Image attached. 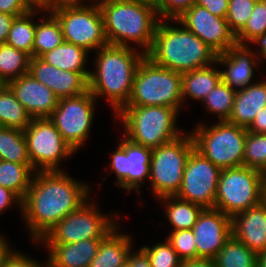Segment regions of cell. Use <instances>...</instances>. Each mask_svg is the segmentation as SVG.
<instances>
[{
	"label": "cell",
	"instance_id": "obj_1",
	"mask_svg": "<svg viewBox=\"0 0 266 267\" xmlns=\"http://www.w3.org/2000/svg\"><path fill=\"white\" fill-rule=\"evenodd\" d=\"M87 184L77 181L65 170L34 173L22 200L21 217L35 245L59 221L91 198V186Z\"/></svg>",
	"mask_w": 266,
	"mask_h": 267
},
{
	"label": "cell",
	"instance_id": "obj_2",
	"mask_svg": "<svg viewBox=\"0 0 266 267\" xmlns=\"http://www.w3.org/2000/svg\"><path fill=\"white\" fill-rule=\"evenodd\" d=\"M133 47L107 44L99 48L95 71H90L89 91L96 99L106 97L115 115L128 103L134 75L145 56Z\"/></svg>",
	"mask_w": 266,
	"mask_h": 267
},
{
	"label": "cell",
	"instance_id": "obj_3",
	"mask_svg": "<svg viewBox=\"0 0 266 267\" xmlns=\"http://www.w3.org/2000/svg\"><path fill=\"white\" fill-rule=\"evenodd\" d=\"M145 56L159 66L182 74L212 65L217 54L177 19H160Z\"/></svg>",
	"mask_w": 266,
	"mask_h": 267
},
{
	"label": "cell",
	"instance_id": "obj_4",
	"mask_svg": "<svg viewBox=\"0 0 266 267\" xmlns=\"http://www.w3.org/2000/svg\"><path fill=\"white\" fill-rule=\"evenodd\" d=\"M99 8L108 44L131 48L134 43L144 54L150 50L160 21L154 6L133 0H113Z\"/></svg>",
	"mask_w": 266,
	"mask_h": 267
},
{
	"label": "cell",
	"instance_id": "obj_5",
	"mask_svg": "<svg viewBox=\"0 0 266 267\" xmlns=\"http://www.w3.org/2000/svg\"><path fill=\"white\" fill-rule=\"evenodd\" d=\"M179 114L167 106H124L114 118L119 119L127 139L154 149L184 134L176 125Z\"/></svg>",
	"mask_w": 266,
	"mask_h": 267
},
{
	"label": "cell",
	"instance_id": "obj_6",
	"mask_svg": "<svg viewBox=\"0 0 266 267\" xmlns=\"http://www.w3.org/2000/svg\"><path fill=\"white\" fill-rule=\"evenodd\" d=\"M155 105L182 111V77L181 73L159 66L144 56L137 67L132 93L125 106Z\"/></svg>",
	"mask_w": 266,
	"mask_h": 267
},
{
	"label": "cell",
	"instance_id": "obj_7",
	"mask_svg": "<svg viewBox=\"0 0 266 267\" xmlns=\"http://www.w3.org/2000/svg\"><path fill=\"white\" fill-rule=\"evenodd\" d=\"M195 149L220 169L243 166L247 129L228 121L199 122L190 131Z\"/></svg>",
	"mask_w": 266,
	"mask_h": 267
},
{
	"label": "cell",
	"instance_id": "obj_8",
	"mask_svg": "<svg viewBox=\"0 0 266 267\" xmlns=\"http://www.w3.org/2000/svg\"><path fill=\"white\" fill-rule=\"evenodd\" d=\"M97 205L90 198L78 210L59 221L38 244H67L87 239H103L120 223V216L117 213H101Z\"/></svg>",
	"mask_w": 266,
	"mask_h": 267
},
{
	"label": "cell",
	"instance_id": "obj_9",
	"mask_svg": "<svg viewBox=\"0 0 266 267\" xmlns=\"http://www.w3.org/2000/svg\"><path fill=\"white\" fill-rule=\"evenodd\" d=\"M194 148L191 133L184 132L179 138L152 149L149 183L154 198L177 193L186 162Z\"/></svg>",
	"mask_w": 266,
	"mask_h": 267
},
{
	"label": "cell",
	"instance_id": "obj_10",
	"mask_svg": "<svg viewBox=\"0 0 266 267\" xmlns=\"http://www.w3.org/2000/svg\"><path fill=\"white\" fill-rule=\"evenodd\" d=\"M261 171L246 166L221 169L214 209L231 218L262 201Z\"/></svg>",
	"mask_w": 266,
	"mask_h": 267
},
{
	"label": "cell",
	"instance_id": "obj_11",
	"mask_svg": "<svg viewBox=\"0 0 266 267\" xmlns=\"http://www.w3.org/2000/svg\"><path fill=\"white\" fill-rule=\"evenodd\" d=\"M23 132L28 157L35 171L63 170L60 163L76 153L49 118L31 119Z\"/></svg>",
	"mask_w": 266,
	"mask_h": 267
},
{
	"label": "cell",
	"instance_id": "obj_12",
	"mask_svg": "<svg viewBox=\"0 0 266 267\" xmlns=\"http://www.w3.org/2000/svg\"><path fill=\"white\" fill-rule=\"evenodd\" d=\"M96 101L89 90L77 96L60 98L49 117L75 152L80 150L91 133Z\"/></svg>",
	"mask_w": 266,
	"mask_h": 267
},
{
	"label": "cell",
	"instance_id": "obj_13",
	"mask_svg": "<svg viewBox=\"0 0 266 267\" xmlns=\"http://www.w3.org/2000/svg\"><path fill=\"white\" fill-rule=\"evenodd\" d=\"M52 14L61 25L64 42L81 47L89 53L108 44L99 6L62 8Z\"/></svg>",
	"mask_w": 266,
	"mask_h": 267
},
{
	"label": "cell",
	"instance_id": "obj_14",
	"mask_svg": "<svg viewBox=\"0 0 266 267\" xmlns=\"http://www.w3.org/2000/svg\"><path fill=\"white\" fill-rule=\"evenodd\" d=\"M221 169L195 148L186 162L181 186L176 197L213 209Z\"/></svg>",
	"mask_w": 266,
	"mask_h": 267
},
{
	"label": "cell",
	"instance_id": "obj_15",
	"mask_svg": "<svg viewBox=\"0 0 266 267\" xmlns=\"http://www.w3.org/2000/svg\"><path fill=\"white\" fill-rule=\"evenodd\" d=\"M119 142L116 150L109 155L110 172L116 173V185L130 193L133 190L140 196L143 182L149 181L152 149L133 143L124 135Z\"/></svg>",
	"mask_w": 266,
	"mask_h": 267
},
{
	"label": "cell",
	"instance_id": "obj_16",
	"mask_svg": "<svg viewBox=\"0 0 266 267\" xmlns=\"http://www.w3.org/2000/svg\"><path fill=\"white\" fill-rule=\"evenodd\" d=\"M177 20L198 36L217 55L237 43L226 18L211 14L205 7L193 4Z\"/></svg>",
	"mask_w": 266,
	"mask_h": 267
},
{
	"label": "cell",
	"instance_id": "obj_17",
	"mask_svg": "<svg viewBox=\"0 0 266 267\" xmlns=\"http://www.w3.org/2000/svg\"><path fill=\"white\" fill-rule=\"evenodd\" d=\"M192 231L197 258L215 259L226 241L232 236L231 217L217 209H204Z\"/></svg>",
	"mask_w": 266,
	"mask_h": 267
},
{
	"label": "cell",
	"instance_id": "obj_18",
	"mask_svg": "<svg viewBox=\"0 0 266 267\" xmlns=\"http://www.w3.org/2000/svg\"><path fill=\"white\" fill-rule=\"evenodd\" d=\"M216 62L219 67L226 68H221V80L237 91L253 84L255 69L259 67L261 60L248 44L236 43L228 51L218 54Z\"/></svg>",
	"mask_w": 266,
	"mask_h": 267
},
{
	"label": "cell",
	"instance_id": "obj_19",
	"mask_svg": "<svg viewBox=\"0 0 266 267\" xmlns=\"http://www.w3.org/2000/svg\"><path fill=\"white\" fill-rule=\"evenodd\" d=\"M32 119L49 118L58 105L59 98L30 73L6 84Z\"/></svg>",
	"mask_w": 266,
	"mask_h": 267
},
{
	"label": "cell",
	"instance_id": "obj_20",
	"mask_svg": "<svg viewBox=\"0 0 266 267\" xmlns=\"http://www.w3.org/2000/svg\"><path fill=\"white\" fill-rule=\"evenodd\" d=\"M29 73L50 88L59 99L89 90V80L82 73L58 69L41 57H31Z\"/></svg>",
	"mask_w": 266,
	"mask_h": 267
},
{
	"label": "cell",
	"instance_id": "obj_21",
	"mask_svg": "<svg viewBox=\"0 0 266 267\" xmlns=\"http://www.w3.org/2000/svg\"><path fill=\"white\" fill-rule=\"evenodd\" d=\"M232 235L259 254L266 250V204L261 201L231 218Z\"/></svg>",
	"mask_w": 266,
	"mask_h": 267
},
{
	"label": "cell",
	"instance_id": "obj_22",
	"mask_svg": "<svg viewBox=\"0 0 266 267\" xmlns=\"http://www.w3.org/2000/svg\"><path fill=\"white\" fill-rule=\"evenodd\" d=\"M102 239H87L67 244H43L53 267H89Z\"/></svg>",
	"mask_w": 266,
	"mask_h": 267
},
{
	"label": "cell",
	"instance_id": "obj_23",
	"mask_svg": "<svg viewBox=\"0 0 266 267\" xmlns=\"http://www.w3.org/2000/svg\"><path fill=\"white\" fill-rule=\"evenodd\" d=\"M266 107V80H260L236 91L228 122L248 128L257 113Z\"/></svg>",
	"mask_w": 266,
	"mask_h": 267
},
{
	"label": "cell",
	"instance_id": "obj_24",
	"mask_svg": "<svg viewBox=\"0 0 266 267\" xmlns=\"http://www.w3.org/2000/svg\"><path fill=\"white\" fill-rule=\"evenodd\" d=\"M120 224L111 230L102 240L96 256L89 267H121L127 262L129 252L133 249L130 234L120 233Z\"/></svg>",
	"mask_w": 266,
	"mask_h": 267
},
{
	"label": "cell",
	"instance_id": "obj_25",
	"mask_svg": "<svg viewBox=\"0 0 266 267\" xmlns=\"http://www.w3.org/2000/svg\"><path fill=\"white\" fill-rule=\"evenodd\" d=\"M215 65H217V68ZM218 66V63L214 62L207 67L181 74L183 104L187 98L202 102L207 97L221 80V70H219Z\"/></svg>",
	"mask_w": 266,
	"mask_h": 267
},
{
	"label": "cell",
	"instance_id": "obj_26",
	"mask_svg": "<svg viewBox=\"0 0 266 267\" xmlns=\"http://www.w3.org/2000/svg\"><path fill=\"white\" fill-rule=\"evenodd\" d=\"M89 52L74 44L63 42L53 50L43 54L41 58L54 67L82 73L88 80L91 69H87Z\"/></svg>",
	"mask_w": 266,
	"mask_h": 267
},
{
	"label": "cell",
	"instance_id": "obj_27",
	"mask_svg": "<svg viewBox=\"0 0 266 267\" xmlns=\"http://www.w3.org/2000/svg\"><path fill=\"white\" fill-rule=\"evenodd\" d=\"M158 200L164 205V214L172 226V231L192 229L204 210L200 205L180 199L175 195L160 197Z\"/></svg>",
	"mask_w": 266,
	"mask_h": 267
},
{
	"label": "cell",
	"instance_id": "obj_28",
	"mask_svg": "<svg viewBox=\"0 0 266 267\" xmlns=\"http://www.w3.org/2000/svg\"><path fill=\"white\" fill-rule=\"evenodd\" d=\"M36 171L31 163H13L0 160V186L24 199Z\"/></svg>",
	"mask_w": 266,
	"mask_h": 267
},
{
	"label": "cell",
	"instance_id": "obj_29",
	"mask_svg": "<svg viewBox=\"0 0 266 267\" xmlns=\"http://www.w3.org/2000/svg\"><path fill=\"white\" fill-rule=\"evenodd\" d=\"M49 16L38 18L33 40V57H41L46 52L53 50L64 42L62 28L57 18L49 13ZM45 18V19H44Z\"/></svg>",
	"mask_w": 266,
	"mask_h": 267
},
{
	"label": "cell",
	"instance_id": "obj_30",
	"mask_svg": "<svg viewBox=\"0 0 266 267\" xmlns=\"http://www.w3.org/2000/svg\"><path fill=\"white\" fill-rule=\"evenodd\" d=\"M24 106L6 84L0 85V126L24 131L31 121Z\"/></svg>",
	"mask_w": 266,
	"mask_h": 267
},
{
	"label": "cell",
	"instance_id": "obj_31",
	"mask_svg": "<svg viewBox=\"0 0 266 267\" xmlns=\"http://www.w3.org/2000/svg\"><path fill=\"white\" fill-rule=\"evenodd\" d=\"M31 56L15 47L0 44V84L19 78L29 73Z\"/></svg>",
	"mask_w": 266,
	"mask_h": 267
},
{
	"label": "cell",
	"instance_id": "obj_32",
	"mask_svg": "<svg viewBox=\"0 0 266 267\" xmlns=\"http://www.w3.org/2000/svg\"><path fill=\"white\" fill-rule=\"evenodd\" d=\"M37 13L39 12L28 11L24 15L15 17L5 42L31 57H33V40L36 31V20L33 18L37 17Z\"/></svg>",
	"mask_w": 266,
	"mask_h": 267
},
{
	"label": "cell",
	"instance_id": "obj_33",
	"mask_svg": "<svg viewBox=\"0 0 266 267\" xmlns=\"http://www.w3.org/2000/svg\"><path fill=\"white\" fill-rule=\"evenodd\" d=\"M214 260L216 267H257L258 254L232 235Z\"/></svg>",
	"mask_w": 266,
	"mask_h": 267
},
{
	"label": "cell",
	"instance_id": "obj_34",
	"mask_svg": "<svg viewBox=\"0 0 266 267\" xmlns=\"http://www.w3.org/2000/svg\"><path fill=\"white\" fill-rule=\"evenodd\" d=\"M0 160L13 163H31L22 130L0 126Z\"/></svg>",
	"mask_w": 266,
	"mask_h": 267
},
{
	"label": "cell",
	"instance_id": "obj_35",
	"mask_svg": "<svg viewBox=\"0 0 266 267\" xmlns=\"http://www.w3.org/2000/svg\"><path fill=\"white\" fill-rule=\"evenodd\" d=\"M235 94L236 90L220 80L201 104L211 115L218 116L219 121H227L233 110Z\"/></svg>",
	"mask_w": 266,
	"mask_h": 267
},
{
	"label": "cell",
	"instance_id": "obj_36",
	"mask_svg": "<svg viewBox=\"0 0 266 267\" xmlns=\"http://www.w3.org/2000/svg\"><path fill=\"white\" fill-rule=\"evenodd\" d=\"M243 166L262 173L266 170V134L247 131Z\"/></svg>",
	"mask_w": 266,
	"mask_h": 267
},
{
	"label": "cell",
	"instance_id": "obj_37",
	"mask_svg": "<svg viewBox=\"0 0 266 267\" xmlns=\"http://www.w3.org/2000/svg\"><path fill=\"white\" fill-rule=\"evenodd\" d=\"M266 33V5L262 0H257L252 14L244 29L236 36L239 44H250L258 36Z\"/></svg>",
	"mask_w": 266,
	"mask_h": 267
},
{
	"label": "cell",
	"instance_id": "obj_38",
	"mask_svg": "<svg viewBox=\"0 0 266 267\" xmlns=\"http://www.w3.org/2000/svg\"><path fill=\"white\" fill-rule=\"evenodd\" d=\"M141 249L149 258L151 267H180L182 260L167 241H160L152 247L143 246Z\"/></svg>",
	"mask_w": 266,
	"mask_h": 267
},
{
	"label": "cell",
	"instance_id": "obj_39",
	"mask_svg": "<svg viewBox=\"0 0 266 267\" xmlns=\"http://www.w3.org/2000/svg\"><path fill=\"white\" fill-rule=\"evenodd\" d=\"M257 0H229L226 21L237 36L246 26Z\"/></svg>",
	"mask_w": 266,
	"mask_h": 267
},
{
	"label": "cell",
	"instance_id": "obj_40",
	"mask_svg": "<svg viewBox=\"0 0 266 267\" xmlns=\"http://www.w3.org/2000/svg\"><path fill=\"white\" fill-rule=\"evenodd\" d=\"M166 237L182 261L197 258V248L192 229L171 231Z\"/></svg>",
	"mask_w": 266,
	"mask_h": 267
},
{
	"label": "cell",
	"instance_id": "obj_41",
	"mask_svg": "<svg viewBox=\"0 0 266 267\" xmlns=\"http://www.w3.org/2000/svg\"><path fill=\"white\" fill-rule=\"evenodd\" d=\"M194 3L195 0H159L155 9L160 19H177Z\"/></svg>",
	"mask_w": 266,
	"mask_h": 267
},
{
	"label": "cell",
	"instance_id": "obj_42",
	"mask_svg": "<svg viewBox=\"0 0 266 267\" xmlns=\"http://www.w3.org/2000/svg\"><path fill=\"white\" fill-rule=\"evenodd\" d=\"M42 263L15 248L5 257L1 267H38Z\"/></svg>",
	"mask_w": 266,
	"mask_h": 267
},
{
	"label": "cell",
	"instance_id": "obj_43",
	"mask_svg": "<svg viewBox=\"0 0 266 267\" xmlns=\"http://www.w3.org/2000/svg\"><path fill=\"white\" fill-rule=\"evenodd\" d=\"M194 4L205 7L211 14L218 17H227L229 0H195Z\"/></svg>",
	"mask_w": 266,
	"mask_h": 267
},
{
	"label": "cell",
	"instance_id": "obj_44",
	"mask_svg": "<svg viewBox=\"0 0 266 267\" xmlns=\"http://www.w3.org/2000/svg\"><path fill=\"white\" fill-rule=\"evenodd\" d=\"M16 204L22 213V200L11 190L0 186V214Z\"/></svg>",
	"mask_w": 266,
	"mask_h": 267
},
{
	"label": "cell",
	"instance_id": "obj_45",
	"mask_svg": "<svg viewBox=\"0 0 266 267\" xmlns=\"http://www.w3.org/2000/svg\"><path fill=\"white\" fill-rule=\"evenodd\" d=\"M0 12L18 17L26 14L28 10L23 0H0Z\"/></svg>",
	"mask_w": 266,
	"mask_h": 267
},
{
	"label": "cell",
	"instance_id": "obj_46",
	"mask_svg": "<svg viewBox=\"0 0 266 267\" xmlns=\"http://www.w3.org/2000/svg\"><path fill=\"white\" fill-rule=\"evenodd\" d=\"M23 3L28 11L53 13L55 11V0H23ZM47 11V12H45Z\"/></svg>",
	"mask_w": 266,
	"mask_h": 267
},
{
	"label": "cell",
	"instance_id": "obj_47",
	"mask_svg": "<svg viewBox=\"0 0 266 267\" xmlns=\"http://www.w3.org/2000/svg\"><path fill=\"white\" fill-rule=\"evenodd\" d=\"M121 267H151L150 261L146 253L140 248L136 252H129L127 262Z\"/></svg>",
	"mask_w": 266,
	"mask_h": 267
},
{
	"label": "cell",
	"instance_id": "obj_48",
	"mask_svg": "<svg viewBox=\"0 0 266 267\" xmlns=\"http://www.w3.org/2000/svg\"><path fill=\"white\" fill-rule=\"evenodd\" d=\"M247 131L266 134V107L262 108L255 116L251 125L247 128Z\"/></svg>",
	"mask_w": 266,
	"mask_h": 267
},
{
	"label": "cell",
	"instance_id": "obj_49",
	"mask_svg": "<svg viewBox=\"0 0 266 267\" xmlns=\"http://www.w3.org/2000/svg\"><path fill=\"white\" fill-rule=\"evenodd\" d=\"M15 16L0 12V44L5 43Z\"/></svg>",
	"mask_w": 266,
	"mask_h": 267
},
{
	"label": "cell",
	"instance_id": "obj_50",
	"mask_svg": "<svg viewBox=\"0 0 266 267\" xmlns=\"http://www.w3.org/2000/svg\"><path fill=\"white\" fill-rule=\"evenodd\" d=\"M180 267H216V264L214 259L194 258L182 261Z\"/></svg>",
	"mask_w": 266,
	"mask_h": 267
},
{
	"label": "cell",
	"instance_id": "obj_51",
	"mask_svg": "<svg viewBox=\"0 0 266 267\" xmlns=\"http://www.w3.org/2000/svg\"><path fill=\"white\" fill-rule=\"evenodd\" d=\"M251 44L254 45H258L259 48L256 50L254 49V52L256 53V55L258 56L259 60L262 58V62L263 59H266V33L263 35L258 36L256 39H254L249 46H251Z\"/></svg>",
	"mask_w": 266,
	"mask_h": 267
},
{
	"label": "cell",
	"instance_id": "obj_52",
	"mask_svg": "<svg viewBox=\"0 0 266 267\" xmlns=\"http://www.w3.org/2000/svg\"><path fill=\"white\" fill-rule=\"evenodd\" d=\"M87 0H55V11L68 8V7H85L89 6V4H85L84 2ZM89 2V0L87 1Z\"/></svg>",
	"mask_w": 266,
	"mask_h": 267
},
{
	"label": "cell",
	"instance_id": "obj_53",
	"mask_svg": "<svg viewBox=\"0 0 266 267\" xmlns=\"http://www.w3.org/2000/svg\"><path fill=\"white\" fill-rule=\"evenodd\" d=\"M6 236L0 234V267L2 266V263L5 259V257L11 252L13 249L9 244V242L6 240Z\"/></svg>",
	"mask_w": 266,
	"mask_h": 267
},
{
	"label": "cell",
	"instance_id": "obj_54",
	"mask_svg": "<svg viewBox=\"0 0 266 267\" xmlns=\"http://www.w3.org/2000/svg\"><path fill=\"white\" fill-rule=\"evenodd\" d=\"M257 267H266V250L258 254Z\"/></svg>",
	"mask_w": 266,
	"mask_h": 267
},
{
	"label": "cell",
	"instance_id": "obj_55",
	"mask_svg": "<svg viewBox=\"0 0 266 267\" xmlns=\"http://www.w3.org/2000/svg\"><path fill=\"white\" fill-rule=\"evenodd\" d=\"M113 0H89V5L100 6L104 3L111 2ZM91 2V3H90Z\"/></svg>",
	"mask_w": 266,
	"mask_h": 267
},
{
	"label": "cell",
	"instance_id": "obj_56",
	"mask_svg": "<svg viewBox=\"0 0 266 267\" xmlns=\"http://www.w3.org/2000/svg\"><path fill=\"white\" fill-rule=\"evenodd\" d=\"M263 192H262V201L266 204V173H263Z\"/></svg>",
	"mask_w": 266,
	"mask_h": 267
},
{
	"label": "cell",
	"instance_id": "obj_57",
	"mask_svg": "<svg viewBox=\"0 0 266 267\" xmlns=\"http://www.w3.org/2000/svg\"><path fill=\"white\" fill-rule=\"evenodd\" d=\"M133 1L146 3L155 7L158 4L159 0H133Z\"/></svg>",
	"mask_w": 266,
	"mask_h": 267
},
{
	"label": "cell",
	"instance_id": "obj_58",
	"mask_svg": "<svg viewBox=\"0 0 266 267\" xmlns=\"http://www.w3.org/2000/svg\"><path fill=\"white\" fill-rule=\"evenodd\" d=\"M38 267H53L48 261L46 263H41Z\"/></svg>",
	"mask_w": 266,
	"mask_h": 267
}]
</instances>
